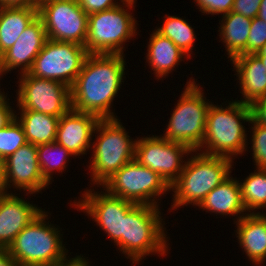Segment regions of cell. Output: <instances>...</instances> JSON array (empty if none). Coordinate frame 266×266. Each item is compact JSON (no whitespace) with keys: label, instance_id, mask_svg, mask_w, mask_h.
Wrapping results in <instances>:
<instances>
[{"label":"cell","instance_id":"obj_40","mask_svg":"<svg viewBox=\"0 0 266 266\" xmlns=\"http://www.w3.org/2000/svg\"><path fill=\"white\" fill-rule=\"evenodd\" d=\"M6 188L8 187L5 179V159L0 158V195L8 194Z\"/></svg>","mask_w":266,"mask_h":266},{"label":"cell","instance_id":"obj_8","mask_svg":"<svg viewBox=\"0 0 266 266\" xmlns=\"http://www.w3.org/2000/svg\"><path fill=\"white\" fill-rule=\"evenodd\" d=\"M120 5L88 15L85 48L89 54H123V42L136 33V21Z\"/></svg>","mask_w":266,"mask_h":266},{"label":"cell","instance_id":"obj_27","mask_svg":"<svg viewBox=\"0 0 266 266\" xmlns=\"http://www.w3.org/2000/svg\"><path fill=\"white\" fill-rule=\"evenodd\" d=\"M54 153L57 154H55L56 157ZM69 155L71 156L73 154L56 141L37 146V156L42 176L49 184L52 170L57 169L59 172H62L66 167V159ZM58 156H60V158Z\"/></svg>","mask_w":266,"mask_h":266},{"label":"cell","instance_id":"obj_10","mask_svg":"<svg viewBox=\"0 0 266 266\" xmlns=\"http://www.w3.org/2000/svg\"><path fill=\"white\" fill-rule=\"evenodd\" d=\"M88 55L85 46L48 39L28 73L37 78L57 80L71 88Z\"/></svg>","mask_w":266,"mask_h":266},{"label":"cell","instance_id":"obj_12","mask_svg":"<svg viewBox=\"0 0 266 266\" xmlns=\"http://www.w3.org/2000/svg\"><path fill=\"white\" fill-rule=\"evenodd\" d=\"M18 106L21 110L61 117L71 108L70 88L57 80L21 74Z\"/></svg>","mask_w":266,"mask_h":266},{"label":"cell","instance_id":"obj_15","mask_svg":"<svg viewBox=\"0 0 266 266\" xmlns=\"http://www.w3.org/2000/svg\"><path fill=\"white\" fill-rule=\"evenodd\" d=\"M5 179L7 186L13 182L12 185L30 194L49 184L42 176L36 145L27 143L5 159Z\"/></svg>","mask_w":266,"mask_h":266},{"label":"cell","instance_id":"obj_20","mask_svg":"<svg viewBox=\"0 0 266 266\" xmlns=\"http://www.w3.org/2000/svg\"><path fill=\"white\" fill-rule=\"evenodd\" d=\"M237 234L240 246L244 248L249 260L260 264L266 258V215L250 213L239 216Z\"/></svg>","mask_w":266,"mask_h":266},{"label":"cell","instance_id":"obj_38","mask_svg":"<svg viewBox=\"0 0 266 266\" xmlns=\"http://www.w3.org/2000/svg\"><path fill=\"white\" fill-rule=\"evenodd\" d=\"M0 266H19L7 250H0Z\"/></svg>","mask_w":266,"mask_h":266},{"label":"cell","instance_id":"obj_2","mask_svg":"<svg viewBox=\"0 0 266 266\" xmlns=\"http://www.w3.org/2000/svg\"><path fill=\"white\" fill-rule=\"evenodd\" d=\"M251 119V107L248 104L233 101L224 109L222 105L217 107L211 103L207 113L205 135L200 146L203 148L206 144L207 150L203 151V154L232 159L234 154L243 153L247 136L240 121L250 122Z\"/></svg>","mask_w":266,"mask_h":266},{"label":"cell","instance_id":"obj_25","mask_svg":"<svg viewBox=\"0 0 266 266\" xmlns=\"http://www.w3.org/2000/svg\"><path fill=\"white\" fill-rule=\"evenodd\" d=\"M222 20L224 23L219 31L231 61L238 55L246 54L252 19L231 11L224 15Z\"/></svg>","mask_w":266,"mask_h":266},{"label":"cell","instance_id":"obj_19","mask_svg":"<svg viewBox=\"0 0 266 266\" xmlns=\"http://www.w3.org/2000/svg\"><path fill=\"white\" fill-rule=\"evenodd\" d=\"M232 62L245 99L238 101L251 105L266 96V68L261 60L255 54H243L234 57Z\"/></svg>","mask_w":266,"mask_h":266},{"label":"cell","instance_id":"obj_23","mask_svg":"<svg viewBox=\"0 0 266 266\" xmlns=\"http://www.w3.org/2000/svg\"><path fill=\"white\" fill-rule=\"evenodd\" d=\"M147 51V61L158 78L170 73L184 55L188 56L169 38L158 33L156 29L151 34Z\"/></svg>","mask_w":266,"mask_h":266},{"label":"cell","instance_id":"obj_24","mask_svg":"<svg viewBox=\"0 0 266 266\" xmlns=\"http://www.w3.org/2000/svg\"><path fill=\"white\" fill-rule=\"evenodd\" d=\"M18 122L22 125L26 140L36 146L56 140L59 117L32 110H21Z\"/></svg>","mask_w":266,"mask_h":266},{"label":"cell","instance_id":"obj_30","mask_svg":"<svg viewBox=\"0 0 266 266\" xmlns=\"http://www.w3.org/2000/svg\"><path fill=\"white\" fill-rule=\"evenodd\" d=\"M249 123L252 125V149H253V158L255 160V165L257 168L266 169V126L260 125L255 122L253 119Z\"/></svg>","mask_w":266,"mask_h":266},{"label":"cell","instance_id":"obj_1","mask_svg":"<svg viewBox=\"0 0 266 266\" xmlns=\"http://www.w3.org/2000/svg\"><path fill=\"white\" fill-rule=\"evenodd\" d=\"M123 57V54H89L70 88L71 108L99 119H115L110 106L123 82L126 65Z\"/></svg>","mask_w":266,"mask_h":266},{"label":"cell","instance_id":"obj_11","mask_svg":"<svg viewBox=\"0 0 266 266\" xmlns=\"http://www.w3.org/2000/svg\"><path fill=\"white\" fill-rule=\"evenodd\" d=\"M47 38L85 46L88 14L77 0H44L38 4Z\"/></svg>","mask_w":266,"mask_h":266},{"label":"cell","instance_id":"obj_37","mask_svg":"<svg viewBox=\"0 0 266 266\" xmlns=\"http://www.w3.org/2000/svg\"><path fill=\"white\" fill-rule=\"evenodd\" d=\"M38 2L36 0H0V7H29L38 8Z\"/></svg>","mask_w":266,"mask_h":266},{"label":"cell","instance_id":"obj_32","mask_svg":"<svg viewBox=\"0 0 266 266\" xmlns=\"http://www.w3.org/2000/svg\"><path fill=\"white\" fill-rule=\"evenodd\" d=\"M202 13L221 14L223 16L231 12L234 0H196Z\"/></svg>","mask_w":266,"mask_h":266},{"label":"cell","instance_id":"obj_33","mask_svg":"<svg viewBox=\"0 0 266 266\" xmlns=\"http://www.w3.org/2000/svg\"><path fill=\"white\" fill-rule=\"evenodd\" d=\"M262 0H234L232 12L253 19L258 16Z\"/></svg>","mask_w":266,"mask_h":266},{"label":"cell","instance_id":"obj_7","mask_svg":"<svg viewBox=\"0 0 266 266\" xmlns=\"http://www.w3.org/2000/svg\"><path fill=\"white\" fill-rule=\"evenodd\" d=\"M195 83L191 80L187 82L162 137L198 151L205 135L207 113L211 104L205 101L202 89Z\"/></svg>","mask_w":266,"mask_h":266},{"label":"cell","instance_id":"obj_13","mask_svg":"<svg viewBox=\"0 0 266 266\" xmlns=\"http://www.w3.org/2000/svg\"><path fill=\"white\" fill-rule=\"evenodd\" d=\"M196 152L188 145L153 136L136 140L135 160L158 173L171 186L179 177L185 164L182 155Z\"/></svg>","mask_w":266,"mask_h":266},{"label":"cell","instance_id":"obj_34","mask_svg":"<svg viewBox=\"0 0 266 266\" xmlns=\"http://www.w3.org/2000/svg\"><path fill=\"white\" fill-rule=\"evenodd\" d=\"M81 8L89 15L96 12L105 11L118 6L114 0H77Z\"/></svg>","mask_w":266,"mask_h":266},{"label":"cell","instance_id":"obj_4","mask_svg":"<svg viewBox=\"0 0 266 266\" xmlns=\"http://www.w3.org/2000/svg\"><path fill=\"white\" fill-rule=\"evenodd\" d=\"M41 212L14 239L7 251L19 266H55L66 261L58 229L46 224Z\"/></svg>","mask_w":266,"mask_h":266},{"label":"cell","instance_id":"obj_43","mask_svg":"<svg viewBox=\"0 0 266 266\" xmlns=\"http://www.w3.org/2000/svg\"><path fill=\"white\" fill-rule=\"evenodd\" d=\"M121 2L123 3V2H125V3H123L124 5L126 4V7H128V9L131 7L132 8V6H133V4H134V0H121Z\"/></svg>","mask_w":266,"mask_h":266},{"label":"cell","instance_id":"obj_29","mask_svg":"<svg viewBox=\"0 0 266 266\" xmlns=\"http://www.w3.org/2000/svg\"><path fill=\"white\" fill-rule=\"evenodd\" d=\"M28 142L22 125L15 119L0 130V158L6 159Z\"/></svg>","mask_w":266,"mask_h":266},{"label":"cell","instance_id":"obj_5","mask_svg":"<svg viewBox=\"0 0 266 266\" xmlns=\"http://www.w3.org/2000/svg\"><path fill=\"white\" fill-rule=\"evenodd\" d=\"M159 207L135 204L124 218L123 236L116 243L133 263L149 253H166V237ZM162 225V226H161Z\"/></svg>","mask_w":266,"mask_h":266},{"label":"cell","instance_id":"obj_6","mask_svg":"<svg viewBox=\"0 0 266 266\" xmlns=\"http://www.w3.org/2000/svg\"><path fill=\"white\" fill-rule=\"evenodd\" d=\"M94 131L99 132L93 145L91 176L93 184L103 185L126 163L135 159V143L115 119H100Z\"/></svg>","mask_w":266,"mask_h":266},{"label":"cell","instance_id":"obj_18","mask_svg":"<svg viewBox=\"0 0 266 266\" xmlns=\"http://www.w3.org/2000/svg\"><path fill=\"white\" fill-rule=\"evenodd\" d=\"M42 212L24 199L0 195V250H7L15 237Z\"/></svg>","mask_w":266,"mask_h":266},{"label":"cell","instance_id":"obj_28","mask_svg":"<svg viewBox=\"0 0 266 266\" xmlns=\"http://www.w3.org/2000/svg\"><path fill=\"white\" fill-rule=\"evenodd\" d=\"M156 31L162 36L169 38L184 53H190L189 51L192 49L195 41V34L186 20L175 16H168L163 26Z\"/></svg>","mask_w":266,"mask_h":266},{"label":"cell","instance_id":"obj_35","mask_svg":"<svg viewBox=\"0 0 266 266\" xmlns=\"http://www.w3.org/2000/svg\"><path fill=\"white\" fill-rule=\"evenodd\" d=\"M250 107L252 119L260 125L266 126V96L254 101Z\"/></svg>","mask_w":266,"mask_h":266},{"label":"cell","instance_id":"obj_44","mask_svg":"<svg viewBox=\"0 0 266 266\" xmlns=\"http://www.w3.org/2000/svg\"><path fill=\"white\" fill-rule=\"evenodd\" d=\"M3 71L1 70V68H0V75H3ZM3 100H6V98H5V95L4 94H2V92L0 93V102L1 101H3Z\"/></svg>","mask_w":266,"mask_h":266},{"label":"cell","instance_id":"obj_39","mask_svg":"<svg viewBox=\"0 0 266 266\" xmlns=\"http://www.w3.org/2000/svg\"><path fill=\"white\" fill-rule=\"evenodd\" d=\"M88 263L89 262H87V260H85L84 258L82 259L81 256H77L70 260L66 259V261L58 263L55 266H89Z\"/></svg>","mask_w":266,"mask_h":266},{"label":"cell","instance_id":"obj_42","mask_svg":"<svg viewBox=\"0 0 266 266\" xmlns=\"http://www.w3.org/2000/svg\"><path fill=\"white\" fill-rule=\"evenodd\" d=\"M266 23V0H262L260 3L259 13L258 16Z\"/></svg>","mask_w":266,"mask_h":266},{"label":"cell","instance_id":"obj_41","mask_svg":"<svg viewBox=\"0 0 266 266\" xmlns=\"http://www.w3.org/2000/svg\"><path fill=\"white\" fill-rule=\"evenodd\" d=\"M255 55L261 60L264 67L266 68V43L258 50Z\"/></svg>","mask_w":266,"mask_h":266},{"label":"cell","instance_id":"obj_16","mask_svg":"<svg viewBox=\"0 0 266 266\" xmlns=\"http://www.w3.org/2000/svg\"><path fill=\"white\" fill-rule=\"evenodd\" d=\"M47 40L43 21L37 16L17 41L0 56L1 70L5 73L22 66L21 73H28Z\"/></svg>","mask_w":266,"mask_h":266},{"label":"cell","instance_id":"obj_21","mask_svg":"<svg viewBox=\"0 0 266 266\" xmlns=\"http://www.w3.org/2000/svg\"><path fill=\"white\" fill-rule=\"evenodd\" d=\"M199 206L201 209L229 216H237L246 211L242 202L240 183L230 176L208 193Z\"/></svg>","mask_w":266,"mask_h":266},{"label":"cell","instance_id":"obj_9","mask_svg":"<svg viewBox=\"0 0 266 266\" xmlns=\"http://www.w3.org/2000/svg\"><path fill=\"white\" fill-rule=\"evenodd\" d=\"M102 186L106 188V192L114 197L135 204L155 207H158L154 199L155 196L159 197L167 190H171L170 186L158 173L141 165L135 159L126 163Z\"/></svg>","mask_w":266,"mask_h":266},{"label":"cell","instance_id":"obj_26","mask_svg":"<svg viewBox=\"0 0 266 266\" xmlns=\"http://www.w3.org/2000/svg\"><path fill=\"white\" fill-rule=\"evenodd\" d=\"M241 197L245 209H261L266 207V169L258 168L241 184Z\"/></svg>","mask_w":266,"mask_h":266},{"label":"cell","instance_id":"obj_36","mask_svg":"<svg viewBox=\"0 0 266 266\" xmlns=\"http://www.w3.org/2000/svg\"><path fill=\"white\" fill-rule=\"evenodd\" d=\"M15 119V114L11 110V106L7 101L0 102V130L5 128Z\"/></svg>","mask_w":266,"mask_h":266},{"label":"cell","instance_id":"obj_31","mask_svg":"<svg viewBox=\"0 0 266 266\" xmlns=\"http://www.w3.org/2000/svg\"><path fill=\"white\" fill-rule=\"evenodd\" d=\"M266 43V23L259 17L252 19L246 54H255Z\"/></svg>","mask_w":266,"mask_h":266},{"label":"cell","instance_id":"obj_3","mask_svg":"<svg viewBox=\"0 0 266 266\" xmlns=\"http://www.w3.org/2000/svg\"><path fill=\"white\" fill-rule=\"evenodd\" d=\"M191 158L185 162L183 171L170 186L175 190L172 208L188 203L199 206L206 195L231 173L232 159L228 157L198 153Z\"/></svg>","mask_w":266,"mask_h":266},{"label":"cell","instance_id":"obj_14","mask_svg":"<svg viewBox=\"0 0 266 266\" xmlns=\"http://www.w3.org/2000/svg\"><path fill=\"white\" fill-rule=\"evenodd\" d=\"M85 194V195H84ZM83 194L82 201L74 202L77 208L87 212L98 223L97 225L108 233L117 243L123 236L124 218L126 213L135 205L130 201L114 197L108 192L104 194L92 193L91 190Z\"/></svg>","mask_w":266,"mask_h":266},{"label":"cell","instance_id":"obj_17","mask_svg":"<svg viewBox=\"0 0 266 266\" xmlns=\"http://www.w3.org/2000/svg\"><path fill=\"white\" fill-rule=\"evenodd\" d=\"M100 119L89 113L70 108L59 118L56 142L65 147L74 156L85 154L90 147L91 136Z\"/></svg>","mask_w":266,"mask_h":266},{"label":"cell","instance_id":"obj_22","mask_svg":"<svg viewBox=\"0 0 266 266\" xmlns=\"http://www.w3.org/2000/svg\"><path fill=\"white\" fill-rule=\"evenodd\" d=\"M38 16V8L0 7V56L7 51Z\"/></svg>","mask_w":266,"mask_h":266}]
</instances>
